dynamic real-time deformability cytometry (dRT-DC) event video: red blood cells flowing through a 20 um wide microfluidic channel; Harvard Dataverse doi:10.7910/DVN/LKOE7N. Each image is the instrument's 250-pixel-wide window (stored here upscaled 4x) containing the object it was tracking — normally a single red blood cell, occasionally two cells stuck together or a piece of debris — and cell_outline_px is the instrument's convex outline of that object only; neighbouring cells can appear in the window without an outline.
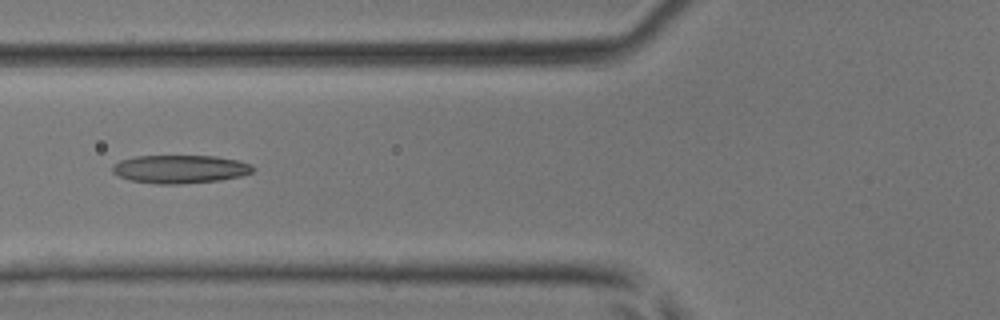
{"species": "common noctule bat (a hibernating species)", "species_latin": "Nyctalus noctula", "temperature_condition": "room temperature", "stored_images_in_passage": 6, "camera_frame_rate_fps": 3000, "um_per_image_px": 0.085, "animal": {"sex": "male", "body_mass_g": 17.9, "forearm_length_mm": 54.2}, "frame": {"image": 1, "passage_image": 6, "time_ms": 1.667, "image_size_px": [1000, 320], "cell_outline_px": [[256, 168], [252, 172], [240, 176], [220, 180], [180, 184], [156, 184], [128, 180], [112, 172], [112, 164], [120, 160], [136, 156], [216, 156], [236, 160], [252, 164]], "centroid_in_image_um": [15.29, 14.37], "position_along_channel_um": 110.5, "area_um2": 23.24}}